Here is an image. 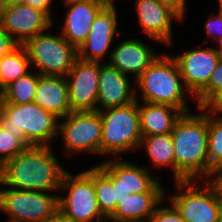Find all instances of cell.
Returning <instances> with one entry per match:
<instances>
[{
  "label": "cell",
  "mask_w": 222,
  "mask_h": 222,
  "mask_svg": "<svg viewBox=\"0 0 222 222\" xmlns=\"http://www.w3.org/2000/svg\"><path fill=\"white\" fill-rule=\"evenodd\" d=\"M185 113L171 132L175 153V181L212 178L208 162V109ZM207 179H206V178Z\"/></svg>",
  "instance_id": "6da1fadb"
},
{
  "label": "cell",
  "mask_w": 222,
  "mask_h": 222,
  "mask_svg": "<svg viewBox=\"0 0 222 222\" xmlns=\"http://www.w3.org/2000/svg\"><path fill=\"white\" fill-rule=\"evenodd\" d=\"M66 171L50 146H31L2 165L0 185L18 190L56 192Z\"/></svg>",
  "instance_id": "7a4b0ae2"
},
{
  "label": "cell",
  "mask_w": 222,
  "mask_h": 222,
  "mask_svg": "<svg viewBox=\"0 0 222 222\" xmlns=\"http://www.w3.org/2000/svg\"><path fill=\"white\" fill-rule=\"evenodd\" d=\"M59 121L34 102L0 105V125L27 147L51 146L58 135Z\"/></svg>",
  "instance_id": "3957f363"
},
{
  "label": "cell",
  "mask_w": 222,
  "mask_h": 222,
  "mask_svg": "<svg viewBox=\"0 0 222 222\" xmlns=\"http://www.w3.org/2000/svg\"><path fill=\"white\" fill-rule=\"evenodd\" d=\"M144 102L165 104L180 109L184 114L190 112L186 105L185 93L190 92L184 85L179 66L174 57L161 54L140 75L135 82Z\"/></svg>",
  "instance_id": "277c9868"
},
{
  "label": "cell",
  "mask_w": 222,
  "mask_h": 222,
  "mask_svg": "<svg viewBox=\"0 0 222 222\" xmlns=\"http://www.w3.org/2000/svg\"><path fill=\"white\" fill-rule=\"evenodd\" d=\"M198 182L175 181L180 191L171 196L169 202L185 222H221L222 184L218 179H208L201 189Z\"/></svg>",
  "instance_id": "5b68a950"
},
{
  "label": "cell",
  "mask_w": 222,
  "mask_h": 222,
  "mask_svg": "<svg viewBox=\"0 0 222 222\" xmlns=\"http://www.w3.org/2000/svg\"><path fill=\"white\" fill-rule=\"evenodd\" d=\"M122 107L99 111L102 119L101 155L118 156L129 150L140 148L139 100Z\"/></svg>",
  "instance_id": "8992f818"
},
{
  "label": "cell",
  "mask_w": 222,
  "mask_h": 222,
  "mask_svg": "<svg viewBox=\"0 0 222 222\" xmlns=\"http://www.w3.org/2000/svg\"><path fill=\"white\" fill-rule=\"evenodd\" d=\"M31 66L40 75L66 77L78 58L77 48L61 34L40 33L26 41Z\"/></svg>",
  "instance_id": "52a82bcc"
},
{
  "label": "cell",
  "mask_w": 222,
  "mask_h": 222,
  "mask_svg": "<svg viewBox=\"0 0 222 222\" xmlns=\"http://www.w3.org/2000/svg\"><path fill=\"white\" fill-rule=\"evenodd\" d=\"M63 189L67 195L59 194L58 209L68 220L71 222L107 221L99 209L93 179L85 171L73 176L67 170L62 178L60 192Z\"/></svg>",
  "instance_id": "ba28073f"
},
{
  "label": "cell",
  "mask_w": 222,
  "mask_h": 222,
  "mask_svg": "<svg viewBox=\"0 0 222 222\" xmlns=\"http://www.w3.org/2000/svg\"><path fill=\"white\" fill-rule=\"evenodd\" d=\"M58 194L44 191L0 189V212L7 222H41L58 210Z\"/></svg>",
  "instance_id": "9c48e42d"
},
{
  "label": "cell",
  "mask_w": 222,
  "mask_h": 222,
  "mask_svg": "<svg viewBox=\"0 0 222 222\" xmlns=\"http://www.w3.org/2000/svg\"><path fill=\"white\" fill-rule=\"evenodd\" d=\"M59 122L66 155L101 154L102 119L99 111H72Z\"/></svg>",
  "instance_id": "30bf717a"
},
{
  "label": "cell",
  "mask_w": 222,
  "mask_h": 222,
  "mask_svg": "<svg viewBox=\"0 0 222 222\" xmlns=\"http://www.w3.org/2000/svg\"><path fill=\"white\" fill-rule=\"evenodd\" d=\"M100 62L79 58L65 77L72 111H97Z\"/></svg>",
  "instance_id": "8fae6325"
},
{
  "label": "cell",
  "mask_w": 222,
  "mask_h": 222,
  "mask_svg": "<svg viewBox=\"0 0 222 222\" xmlns=\"http://www.w3.org/2000/svg\"><path fill=\"white\" fill-rule=\"evenodd\" d=\"M0 23L6 32L23 45L30 38L52 28L53 21L30 5L0 6Z\"/></svg>",
  "instance_id": "7c38bea8"
},
{
  "label": "cell",
  "mask_w": 222,
  "mask_h": 222,
  "mask_svg": "<svg viewBox=\"0 0 222 222\" xmlns=\"http://www.w3.org/2000/svg\"><path fill=\"white\" fill-rule=\"evenodd\" d=\"M191 97L194 98L208 83L220 60L215 47L185 51L174 57ZM193 95V96H192Z\"/></svg>",
  "instance_id": "4fadbf2b"
},
{
  "label": "cell",
  "mask_w": 222,
  "mask_h": 222,
  "mask_svg": "<svg viewBox=\"0 0 222 222\" xmlns=\"http://www.w3.org/2000/svg\"><path fill=\"white\" fill-rule=\"evenodd\" d=\"M117 11L106 5L96 16L86 40L78 47V58L84 61L101 62L117 33Z\"/></svg>",
  "instance_id": "5bb4252c"
},
{
  "label": "cell",
  "mask_w": 222,
  "mask_h": 222,
  "mask_svg": "<svg viewBox=\"0 0 222 222\" xmlns=\"http://www.w3.org/2000/svg\"><path fill=\"white\" fill-rule=\"evenodd\" d=\"M112 158L100 165L117 181V185L129 195L140 193H165L159 176L150 175L149 165L138 166L136 163Z\"/></svg>",
  "instance_id": "9a60e30c"
},
{
  "label": "cell",
  "mask_w": 222,
  "mask_h": 222,
  "mask_svg": "<svg viewBox=\"0 0 222 222\" xmlns=\"http://www.w3.org/2000/svg\"><path fill=\"white\" fill-rule=\"evenodd\" d=\"M135 4L141 31L149 39L172 45V21H182L183 18L174 9L156 0H136Z\"/></svg>",
  "instance_id": "2e32d148"
},
{
  "label": "cell",
  "mask_w": 222,
  "mask_h": 222,
  "mask_svg": "<svg viewBox=\"0 0 222 222\" xmlns=\"http://www.w3.org/2000/svg\"><path fill=\"white\" fill-rule=\"evenodd\" d=\"M67 13L60 33L78 47L86 40L98 13L106 6L98 0H64Z\"/></svg>",
  "instance_id": "e0dca14e"
},
{
  "label": "cell",
  "mask_w": 222,
  "mask_h": 222,
  "mask_svg": "<svg viewBox=\"0 0 222 222\" xmlns=\"http://www.w3.org/2000/svg\"><path fill=\"white\" fill-rule=\"evenodd\" d=\"M134 101L136 89L131 88L128 76L107 62L100 63L97 111L126 106Z\"/></svg>",
  "instance_id": "ac0fdd59"
},
{
  "label": "cell",
  "mask_w": 222,
  "mask_h": 222,
  "mask_svg": "<svg viewBox=\"0 0 222 222\" xmlns=\"http://www.w3.org/2000/svg\"><path fill=\"white\" fill-rule=\"evenodd\" d=\"M117 44L116 48L110 52V61L107 63L124 75L133 74L135 81L159 56L149 45L138 39H126Z\"/></svg>",
  "instance_id": "d6986e66"
},
{
  "label": "cell",
  "mask_w": 222,
  "mask_h": 222,
  "mask_svg": "<svg viewBox=\"0 0 222 222\" xmlns=\"http://www.w3.org/2000/svg\"><path fill=\"white\" fill-rule=\"evenodd\" d=\"M33 102L59 119L71 113L65 77L38 73V85Z\"/></svg>",
  "instance_id": "ffe728a7"
},
{
  "label": "cell",
  "mask_w": 222,
  "mask_h": 222,
  "mask_svg": "<svg viewBox=\"0 0 222 222\" xmlns=\"http://www.w3.org/2000/svg\"><path fill=\"white\" fill-rule=\"evenodd\" d=\"M143 102L139 104V123L142 137L169 134L184 114L180 109L165 105Z\"/></svg>",
  "instance_id": "44dd1931"
},
{
  "label": "cell",
  "mask_w": 222,
  "mask_h": 222,
  "mask_svg": "<svg viewBox=\"0 0 222 222\" xmlns=\"http://www.w3.org/2000/svg\"><path fill=\"white\" fill-rule=\"evenodd\" d=\"M165 193H140L128 195L114 214L107 220L112 222H148L156 208L165 203Z\"/></svg>",
  "instance_id": "7402d4cb"
},
{
  "label": "cell",
  "mask_w": 222,
  "mask_h": 222,
  "mask_svg": "<svg viewBox=\"0 0 222 222\" xmlns=\"http://www.w3.org/2000/svg\"><path fill=\"white\" fill-rule=\"evenodd\" d=\"M142 145L152 162L151 169L152 167H171L175 180V153L171 133L144 136L140 147Z\"/></svg>",
  "instance_id": "603a6c76"
},
{
  "label": "cell",
  "mask_w": 222,
  "mask_h": 222,
  "mask_svg": "<svg viewBox=\"0 0 222 222\" xmlns=\"http://www.w3.org/2000/svg\"><path fill=\"white\" fill-rule=\"evenodd\" d=\"M85 172L93 179L99 209L108 220L115 212L112 176L100 164Z\"/></svg>",
  "instance_id": "cb8c5ba5"
},
{
  "label": "cell",
  "mask_w": 222,
  "mask_h": 222,
  "mask_svg": "<svg viewBox=\"0 0 222 222\" xmlns=\"http://www.w3.org/2000/svg\"><path fill=\"white\" fill-rule=\"evenodd\" d=\"M30 67L31 63L23 45H19L11 53L3 56L0 59V90L31 72Z\"/></svg>",
  "instance_id": "d4e9b609"
},
{
  "label": "cell",
  "mask_w": 222,
  "mask_h": 222,
  "mask_svg": "<svg viewBox=\"0 0 222 222\" xmlns=\"http://www.w3.org/2000/svg\"><path fill=\"white\" fill-rule=\"evenodd\" d=\"M32 71L11 82L1 91V103L25 104L33 102L38 85V72Z\"/></svg>",
  "instance_id": "484cf974"
},
{
  "label": "cell",
  "mask_w": 222,
  "mask_h": 222,
  "mask_svg": "<svg viewBox=\"0 0 222 222\" xmlns=\"http://www.w3.org/2000/svg\"><path fill=\"white\" fill-rule=\"evenodd\" d=\"M208 162L212 180L222 174V118L208 110Z\"/></svg>",
  "instance_id": "4316f807"
},
{
  "label": "cell",
  "mask_w": 222,
  "mask_h": 222,
  "mask_svg": "<svg viewBox=\"0 0 222 222\" xmlns=\"http://www.w3.org/2000/svg\"><path fill=\"white\" fill-rule=\"evenodd\" d=\"M222 92V58L211 73L207 85L193 98L198 108L206 107L217 95Z\"/></svg>",
  "instance_id": "83f0119b"
},
{
  "label": "cell",
  "mask_w": 222,
  "mask_h": 222,
  "mask_svg": "<svg viewBox=\"0 0 222 222\" xmlns=\"http://www.w3.org/2000/svg\"><path fill=\"white\" fill-rule=\"evenodd\" d=\"M27 146L15 136H12L5 128L0 125V164L3 165L7 160L25 150Z\"/></svg>",
  "instance_id": "f1b7e54d"
},
{
  "label": "cell",
  "mask_w": 222,
  "mask_h": 222,
  "mask_svg": "<svg viewBox=\"0 0 222 222\" xmlns=\"http://www.w3.org/2000/svg\"><path fill=\"white\" fill-rule=\"evenodd\" d=\"M170 205L169 207L158 206L148 222H185L176 208Z\"/></svg>",
  "instance_id": "f546056e"
},
{
  "label": "cell",
  "mask_w": 222,
  "mask_h": 222,
  "mask_svg": "<svg viewBox=\"0 0 222 222\" xmlns=\"http://www.w3.org/2000/svg\"><path fill=\"white\" fill-rule=\"evenodd\" d=\"M208 21L205 23V30L207 39L213 38V40L217 41L222 38V12H219L211 17L207 18Z\"/></svg>",
  "instance_id": "4dcf8cb0"
},
{
  "label": "cell",
  "mask_w": 222,
  "mask_h": 222,
  "mask_svg": "<svg viewBox=\"0 0 222 222\" xmlns=\"http://www.w3.org/2000/svg\"><path fill=\"white\" fill-rule=\"evenodd\" d=\"M19 44L6 32L0 23V59L11 53Z\"/></svg>",
  "instance_id": "1f68e13d"
},
{
  "label": "cell",
  "mask_w": 222,
  "mask_h": 222,
  "mask_svg": "<svg viewBox=\"0 0 222 222\" xmlns=\"http://www.w3.org/2000/svg\"><path fill=\"white\" fill-rule=\"evenodd\" d=\"M53 0H24L23 4L30 5L38 10L43 11L52 21L51 3Z\"/></svg>",
  "instance_id": "d6a6232c"
},
{
  "label": "cell",
  "mask_w": 222,
  "mask_h": 222,
  "mask_svg": "<svg viewBox=\"0 0 222 222\" xmlns=\"http://www.w3.org/2000/svg\"><path fill=\"white\" fill-rule=\"evenodd\" d=\"M158 3L174 9L183 19L185 18L186 0H156Z\"/></svg>",
  "instance_id": "836d02e7"
},
{
  "label": "cell",
  "mask_w": 222,
  "mask_h": 222,
  "mask_svg": "<svg viewBox=\"0 0 222 222\" xmlns=\"http://www.w3.org/2000/svg\"><path fill=\"white\" fill-rule=\"evenodd\" d=\"M206 108L215 116L222 118V92L217 95ZM220 113V115H218Z\"/></svg>",
  "instance_id": "e575fe53"
},
{
  "label": "cell",
  "mask_w": 222,
  "mask_h": 222,
  "mask_svg": "<svg viewBox=\"0 0 222 222\" xmlns=\"http://www.w3.org/2000/svg\"><path fill=\"white\" fill-rule=\"evenodd\" d=\"M112 187H113V194L115 200V210L117 205L121 203L126 197H128V193L123 191L118 185L117 181L112 177Z\"/></svg>",
  "instance_id": "d590c367"
},
{
  "label": "cell",
  "mask_w": 222,
  "mask_h": 222,
  "mask_svg": "<svg viewBox=\"0 0 222 222\" xmlns=\"http://www.w3.org/2000/svg\"><path fill=\"white\" fill-rule=\"evenodd\" d=\"M41 222H71L66 216L58 209L52 216L47 217Z\"/></svg>",
  "instance_id": "8d00e7d4"
},
{
  "label": "cell",
  "mask_w": 222,
  "mask_h": 222,
  "mask_svg": "<svg viewBox=\"0 0 222 222\" xmlns=\"http://www.w3.org/2000/svg\"><path fill=\"white\" fill-rule=\"evenodd\" d=\"M24 0H0V6H11L16 4H23Z\"/></svg>",
  "instance_id": "74e56055"
},
{
  "label": "cell",
  "mask_w": 222,
  "mask_h": 222,
  "mask_svg": "<svg viewBox=\"0 0 222 222\" xmlns=\"http://www.w3.org/2000/svg\"><path fill=\"white\" fill-rule=\"evenodd\" d=\"M216 43H218L219 45L217 46L218 48L215 47V50H216L217 54L219 55V57L222 58V38L217 40Z\"/></svg>",
  "instance_id": "f35d334b"
},
{
  "label": "cell",
  "mask_w": 222,
  "mask_h": 222,
  "mask_svg": "<svg viewBox=\"0 0 222 222\" xmlns=\"http://www.w3.org/2000/svg\"><path fill=\"white\" fill-rule=\"evenodd\" d=\"M100 2H102L105 5H113V0H98Z\"/></svg>",
  "instance_id": "ab89813d"
},
{
  "label": "cell",
  "mask_w": 222,
  "mask_h": 222,
  "mask_svg": "<svg viewBox=\"0 0 222 222\" xmlns=\"http://www.w3.org/2000/svg\"><path fill=\"white\" fill-rule=\"evenodd\" d=\"M219 12H222V0H219Z\"/></svg>",
  "instance_id": "60d3db41"
},
{
  "label": "cell",
  "mask_w": 222,
  "mask_h": 222,
  "mask_svg": "<svg viewBox=\"0 0 222 222\" xmlns=\"http://www.w3.org/2000/svg\"><path fill=\"white\" fill-rule=\"evenodd\" d=\"M1 176H2V165L0 164V182H1Z\"/></svg>",
  "instance_id": "b9f144b4"
},
{
  "label": "cell",
  "mask_w": 222,
  "mask_h": 222,
  "mask_svg": "<svg viewBox=\"0 0 222 222\" xmlns=\"http://www.w3.org/2000/svg\"><path fill=\"white\" fill-rule=\"evenodd\" d=\"M218 180H219L220 183L222 184V174L218 177Z\"/></svg>",
  "instance_id": "7bdbcfd3"
},
{
  "label": "cell",
  "mask_w": 222,
  "mask_h": 222,
  "mask_svg": "<svg viewBox=\"0 0 222 222\" xmlns=\"http://www.w3.org/2000/svg\"><path fill=\"white\" fill-rule=\"evenodd\" d=\"M1 100H2V94H1V90H0V105H1Z\"/></svg>",
  "instance_id": "ee69618b"
}]
</instances>
